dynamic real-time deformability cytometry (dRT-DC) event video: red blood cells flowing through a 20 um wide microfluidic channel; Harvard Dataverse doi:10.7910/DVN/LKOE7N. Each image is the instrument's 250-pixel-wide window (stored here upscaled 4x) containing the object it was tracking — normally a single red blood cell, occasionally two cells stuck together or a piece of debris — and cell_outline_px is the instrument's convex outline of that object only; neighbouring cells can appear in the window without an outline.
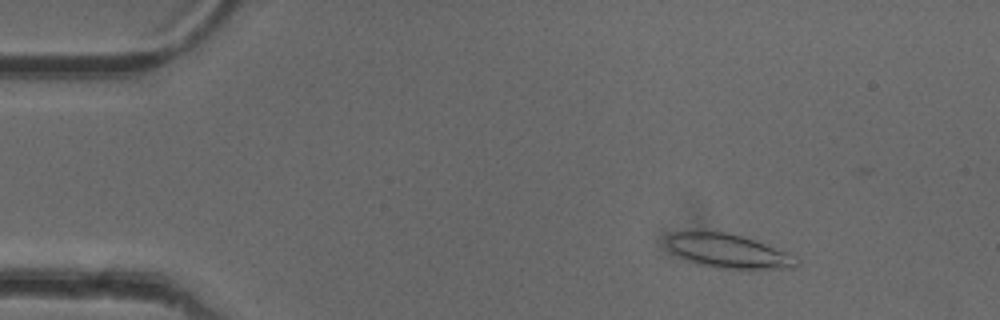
{"species": "common noctule bat (a hibernating species)", "species_latin": "Nyctalus noctula", "temperature_condition": "cold", "stored_images_in_passage": 51, "camera_frame_rate_fps": 3000, "um_per_image_px": 0.085, "animal": {"sex": "female"}, "frame": {"image": 1, "passage_image": 7, "time_ms": 2.0, "image_size_px": [1000, 320], "cell_outline_px": [[800, 264], [796, 268], [752, 272], [748, 272], [716, 268], [696, 264], [672, 252], [668, 248], [668, 236], [672, 232], [724, 232], [756, 240], [788, 252], [796, 256], [800, 260]], "centroid_in_image_um": [62.05, 21.42], "position_along_channel_um": 22.9, "area_um2": 26.7}}
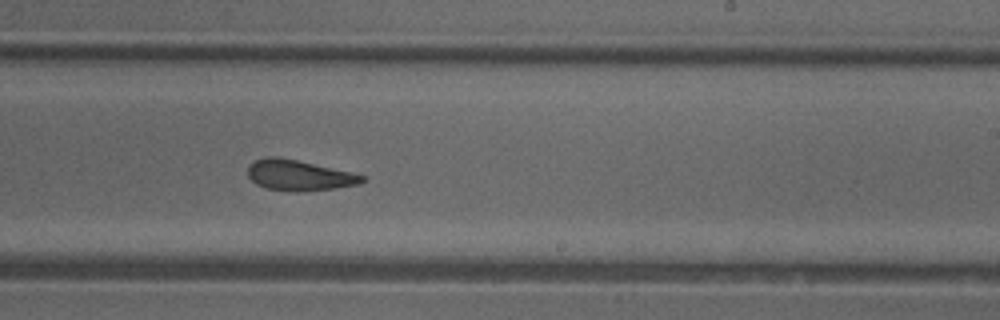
{"frame": {"image": 2, "passage_image": 31, "time_ms": 10.0, "image_size_px": [1000, 320], "cell_outline_px": [[364, 180], [360, 184], [304, 192], [296, 192], [268, 188], [256, 184], [248, 176], [248, 164], [256, 160], [268, 156], [276, 156], [296, 160], [352, 172], [364, 176]], "centroid_in_image_um": [25.4, 14.9], "position_along_channel_um": 263.6, "area_um2": 20.23}}
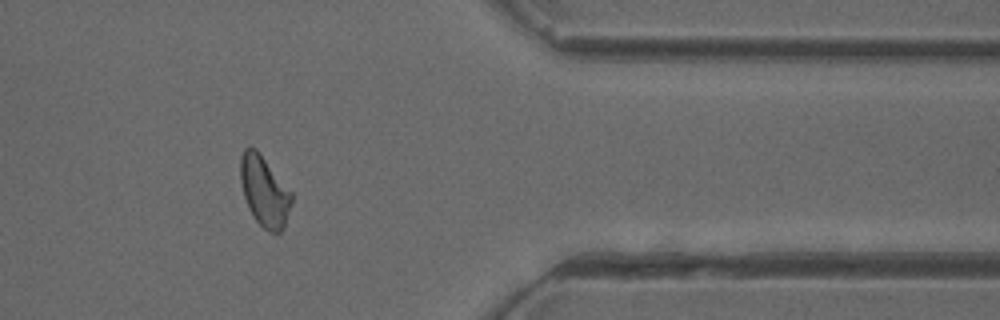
{"frame": {"image": 3, "passage_image": 42, "time_ms": 13.667, "image_size_px": [1000, 320], "cell_outline_px": [[292, 200], [284, 228], [280, 232], [268, 232], [256, 220], [248, 208], [244, 196], [240, 180], [240, 156], [244, 148], [248, 144], [256, 148], [292, 192]], "centroid_in_image_um": [22.45, 16.22], "position_along_channel_um": 388.9, "area_um2": 21.1}, "authors_computed_cell_mechanics": {"area_um2": 20.9814, "velocity_mm_per_s": 3.9877, "shape_relaxation_time_tau1_ms": null, "shape_relaxation_time_tau2_ms": 2.4776, "deformation_change_tau1": null, "deformation_change_tau2": 0.1041}}